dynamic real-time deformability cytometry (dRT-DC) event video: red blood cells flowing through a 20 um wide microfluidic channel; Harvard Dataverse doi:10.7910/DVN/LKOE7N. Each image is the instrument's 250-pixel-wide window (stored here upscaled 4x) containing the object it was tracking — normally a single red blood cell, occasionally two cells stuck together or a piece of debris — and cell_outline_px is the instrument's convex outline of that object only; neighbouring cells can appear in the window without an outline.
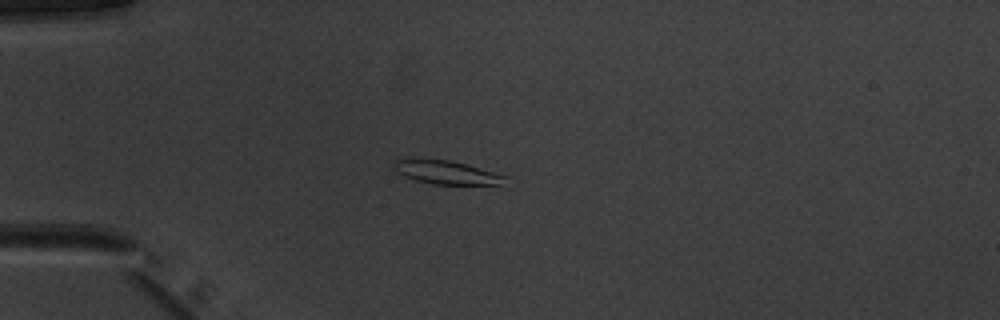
{"species": "common noctule bat (a hibernating species)", "species_latin": "Nyctalus noctula", "temperature_condition": "warm", "stored_images_in_passage": 39, "camera_frame_rate_fps": 3000, "um_per_image_px": 0.085, "animal": {"sex": "male", "body_mass_g": 20.1, "forearm_length_mm": 53.5}, "frame": {"image": 1, "passage_image": 1, "time_ms": 0.0, "image_size_px": [1000, 320], "cell_outline_px": [[508, 176], [500, 184], [432, 184], [416, 180], [404, 176], [396, 172], [392, 160], [408, 156], [452, 160]], "centroid_in_image_um": [37.8, 14.59], "position_along_channel_um": 47.2, "area_um2": 15.66}}
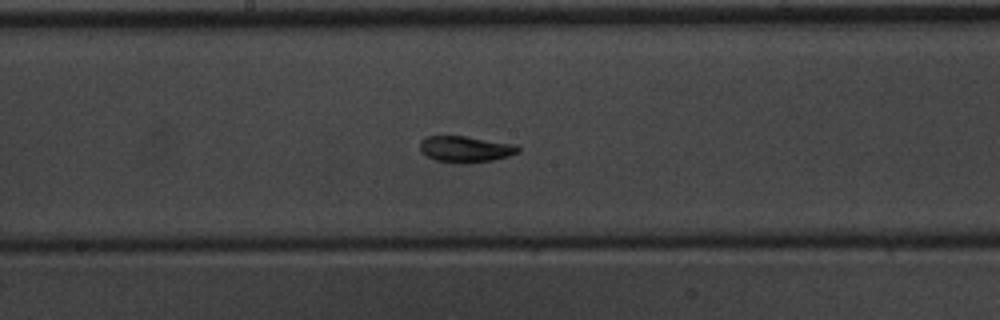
{"frame": {"image": 2, "passage_image": 15, "time_ms": 4.667, "image_size_px": [1000, 320], "cell_outline_px": [[520, 152], [508, 156], [492, 160], [464, 164], [460, 164], [436, 160], [420, 152], [420, 140], [428, 136], [464, 136], [516, 144], [520, 148]], "centroid_in_image_um": [39.57, 12.68], "position_along_channel_um": 208.6, "area_um2": 15.09}}
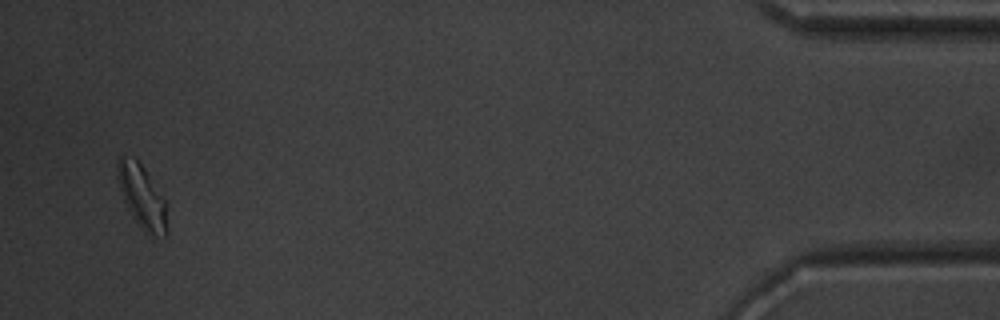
{"frame": {"image": 3, "passage_image": 37, "time_ms": 12.0, "image_size_px": [1000, 320], "cell_outline_px": [[168, 232], [164, 236], [152, 236], [144, 232], [140, 228], [132, 216], [124, 200], [116, 176], [116, 160], [120, 156], [136, 160], [144, 168], [164, 200]], "centroid_in_image_um": [12.05, 16.75], "position_along_channel_um": 423.2, "area_um2": 17.98}, "authors_computed_cell_mechanics": {"area_um2": 14.9124, "velocity_mm_per_s": 3.9378, "shape_relaxation_time_tau1_ms": 5.4193, "shape_relaxation_time_tau2_ms": 1.4061, "deformation_change_tau1": 0.1568, "deformation_change_tau2": 0.0877}}